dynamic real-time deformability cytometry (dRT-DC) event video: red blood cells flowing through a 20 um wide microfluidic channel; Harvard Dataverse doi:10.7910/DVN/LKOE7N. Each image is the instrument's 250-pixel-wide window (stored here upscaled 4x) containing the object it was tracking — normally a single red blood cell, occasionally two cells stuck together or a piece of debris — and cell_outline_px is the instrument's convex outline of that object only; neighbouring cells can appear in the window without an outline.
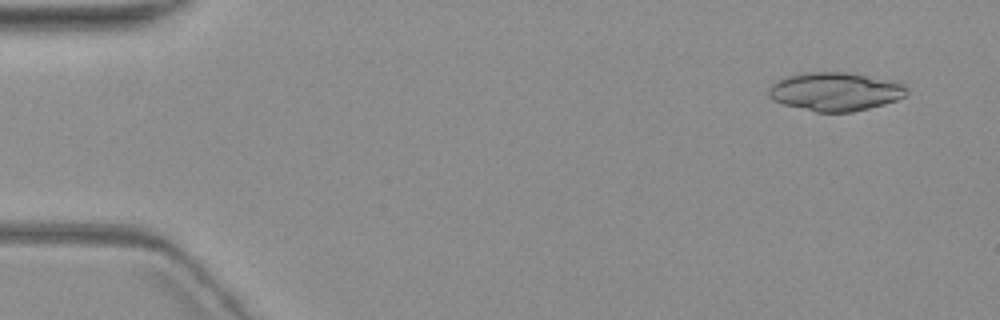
{"species": "common noctule bat (a hibernating species)", "species_latin": "Nyctalus noctula", "temperature_condition": "warm", "stored_images_in_passage": 8, "segment_of_instrument_passage": [1, 2], "camera_frame_rate_fps": 3000, "um_per_image_px": 0.085, "animal": {"sex": "female", "body_mass_g": 19.3, "forearm_length_mm": 54.1}, "frame": {"image": 1, "passage_image": 1, "time_ms": 0.0, "image_size_px": [1000, 320], "cell_outline_px": [[908, 92], [904, 96], [896, 100], [884, 104], [852, 112], [816, 112], [784, 104], [772, 100], [768, 96], [768, 88], [776, 80], [784, 76], [804, 72], [844, 72], [904, 84], [908, 88]], "centroid_in_image_um": [70.92, 7.79], "position_along_channel_um": 14.1, "area_um2": 30.81}}